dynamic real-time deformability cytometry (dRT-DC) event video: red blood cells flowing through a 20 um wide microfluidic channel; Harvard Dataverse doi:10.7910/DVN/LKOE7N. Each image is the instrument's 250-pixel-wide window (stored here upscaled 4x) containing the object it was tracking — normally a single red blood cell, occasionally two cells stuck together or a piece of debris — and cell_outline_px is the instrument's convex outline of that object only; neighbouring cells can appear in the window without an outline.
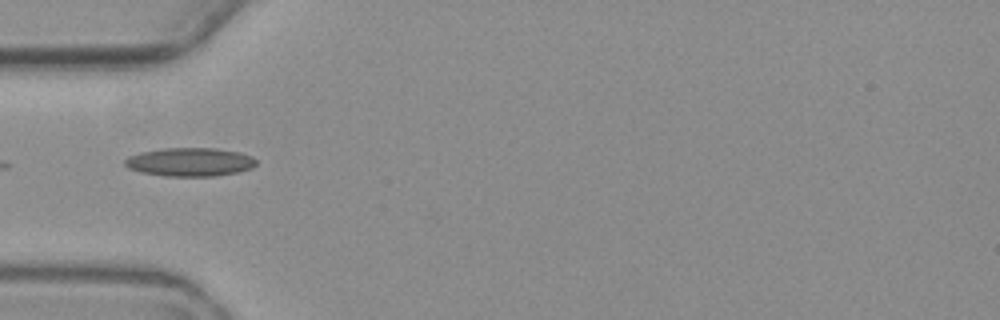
{"species": "common noctule bat (a hibernating species)", "species_latin": "Nyctalus noctula", "temperature_condition": "warm", "stored_images_in_passage": 4, "camera_frame_rate_fps": 3000, "um_per_image_px": 0.085, "animal": {"sex": "female", "body_mass_g": 19.3, "forearm_length_mm": 54.1}, "frame": {"image": 1, "passage_image": 1, "time_ms": 0.0, "image_size_px": [1000, 320], "cell_outline_px": [[256, 164], [252, 168], [236, 172], [216, 176], [164, 176], [140, 172], [128, 168], [124, 164], [124, 160], [128, 156], [140, 152], [164, 148], [216, 148], [240, 152], [252, 156], [256, 160]], "centroid_in_image_um": [16.13, 13.77], "position_along_channel_um": 68.9, "area_um2": 21.96}}
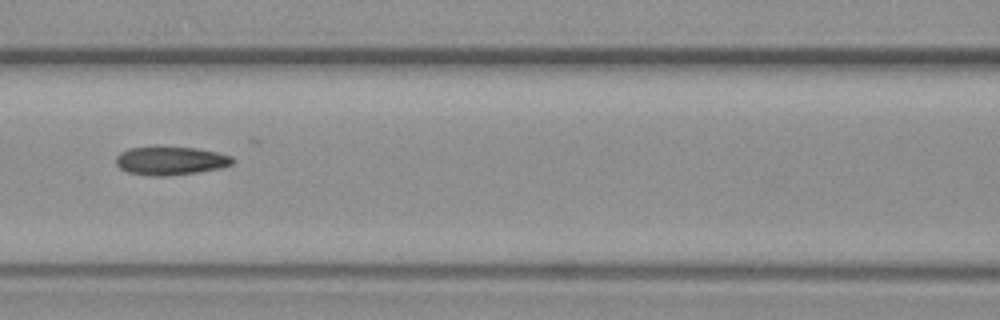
{"frame": {"image": 2, "passage_image": 3, "time_ms": 2.333, "image_size_px": [1000, 320], "cell_outline_px": [[236, 160], [232, 164], [220, 168], [196, 172], [168, 176], [148, 176], [128, 172], [120, 168], [116, 164], [116, 156], [120, 152], [128, 148], [196, 148], [216, 152], [232, 156]], "centroid_in_image_um": [14.5, 13.68], "position_along_channel_um": 152.1, "area_um2": 19.07}}
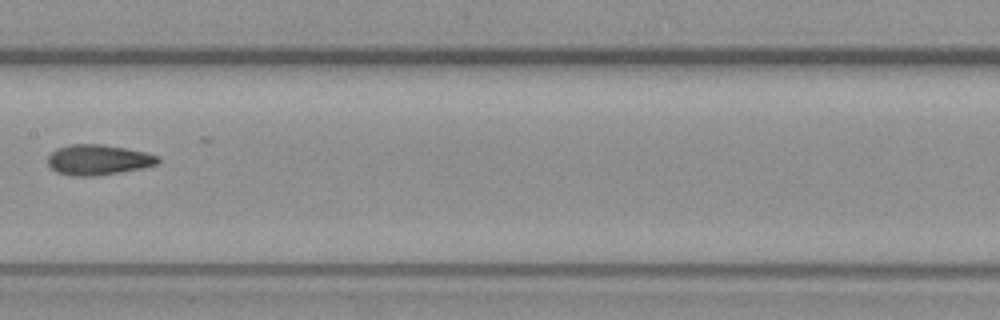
{"frame": {"image": 3, "passage_image": 4, "time_ms": 3.667, "image_size_px": [1000, 320], "cell_outline_px": [[160, 160], [156, 164], [140, 168], [120, 172], [96, 176], [72, 176], [56, 172], [48, 164], [48, 156], [56, 148], [68, 144], [104, 144], [144, 152], [160, 156]], "centroid_in_image_um": [8.31, 13.58], "position_along_channel_um": 199.1, "area_um2": 19.48}}